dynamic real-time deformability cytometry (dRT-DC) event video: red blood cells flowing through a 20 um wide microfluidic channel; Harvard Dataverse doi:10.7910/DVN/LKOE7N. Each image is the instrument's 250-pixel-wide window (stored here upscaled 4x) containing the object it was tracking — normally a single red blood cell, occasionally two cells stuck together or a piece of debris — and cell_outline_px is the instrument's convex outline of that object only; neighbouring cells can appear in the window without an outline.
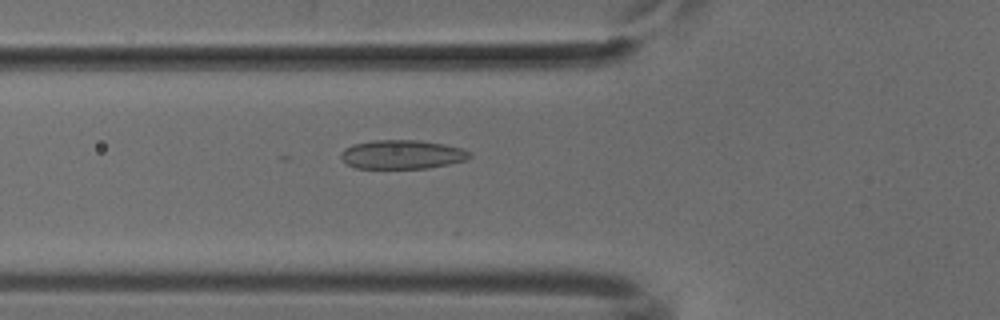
{"species": "common noctule bat (a hibernating species)", "species_latin": "Nyctalus noctula", "temperature_condition": "cold", "stored_images_in_passage": 34, "camera_frame_rate_fps": 3000, "um_per_image_px": 0.085, "animal": {"sex": "male", "body_mass_g": 18.8}, "frame": {"image": 1, "passage_image": 4, "time_ms": 1.0, "image_size_px": [1000, 320], "cell_outline_px": [[472, 156], [468, 160], [428, 168], [356, 168], [348, 164], [340, 156], [340, 152], [344, 148], [352, 144], [372, 140], [420, 140], [444, 144], [464, 148], [472, 152]], "centroid_in_image_um": [34.22, 13.12], "position_along_channel_um": 91.6, "area_um2": 21.96}}
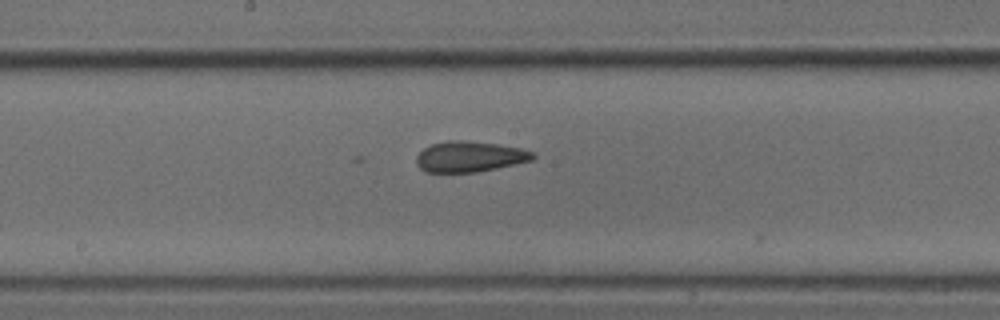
{"frame": {"image": 2, "passage_image": 13, "time_ms": 4.0, "image_size_px": [1000, 320], "cell_outline_px": [[536, 156], [532, 160], [516, 164], [476, 172], [424, 172], [416, 164], [416, 156], [424, 148], [432, 144], [448, 140], [464, 140], [496, 144], [524, 148], [536, 152]], "centroid_in_image_um": [39.95, 13.31], "position_along_channel_um": 208.3, "area_um2": 20.98}}
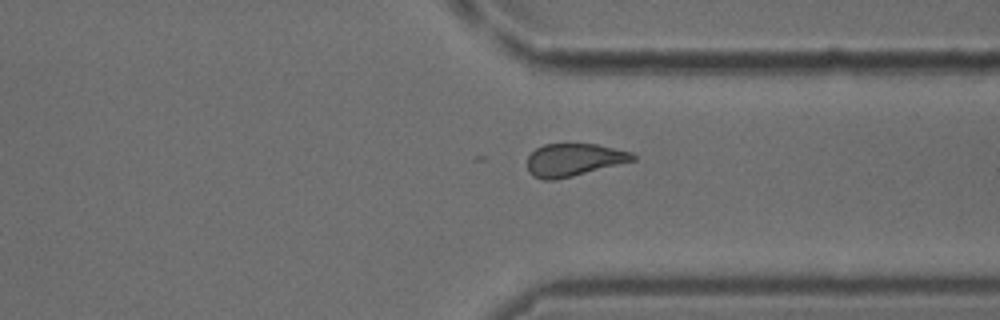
{"frame": {"image": 3, "passage_image": 25, "time_ms": 8.0, "image_size_px": [1000, 320], "cell_outline_px": [[636, 160], [556, 180], [544, 180], [532, 176], [528, 172], [528, 156], [536, 148], [544, 144], [596, 144], [632, 152], [636, 156]], "centroid_in_image_um": [48.76, 13.59], "position_along_channel_um": 362.6, "area_um2": 20.06}}